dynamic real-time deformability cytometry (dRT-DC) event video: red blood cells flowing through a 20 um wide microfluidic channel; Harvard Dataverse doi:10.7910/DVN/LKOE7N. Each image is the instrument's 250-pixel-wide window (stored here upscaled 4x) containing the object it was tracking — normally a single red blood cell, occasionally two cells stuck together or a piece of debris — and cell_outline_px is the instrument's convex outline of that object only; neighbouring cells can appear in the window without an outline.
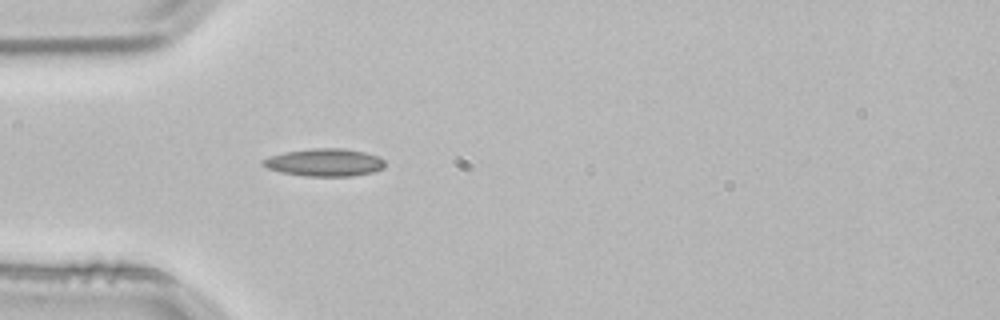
{"species": "common noctule bat (a hibernating species)", "species_latin": "Nyctalus noctula", "temperature_condition": "room temperature", "stored_images_in_passage": 1, "camera_frame_rate_fps": 3000, "um_per_image_px": 0.085, "animal": {"sex": "male", "body_mass_g": 21.5, "forearm_length_mm": 52.0}, "frame": {"image": 1, "passage_image": 1, "time_ms": 0.0, "image_size_px": [1000, 320], "cell_outline_px": [[384, 168], [372, 172], [352, 176], [304, 176], [284, 172], [268, 168], [260, 164], [260, 160], [268, 156], [284, 152], [312, 148], [344, 148], [364, 152], [380, 156], [384, 160]], "centroid_in_image_um": [27.58, 13.8], "position_along_channel_um": 57.4, "area_um2": 19.77}}